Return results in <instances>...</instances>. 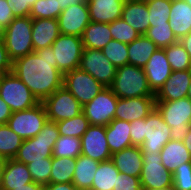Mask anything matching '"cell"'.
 Listing matches in <instances>:
<instances>
[{
  "label": "cell",
  "instance_id": "6da1fadb",
  "mask_svg": "<svg viewBox=\"0 0 191 190\" xmlns=\"http://www.w3.org/2000/svg\"><path fill=\"white\" fill-rule=\"evenodd\" d=\"M12 72L39 102H43L54 91L63 87L64 75L57 68L51 46L15 59Z\"/></svg>",
  "mask_w": 191,
  "mask_h": 190
},
{
  "label": "cell",
  "instance_id": "7a4b0ae2",
  "mask_svg": "<svg viewBox=\"0 0 191 190\" xmlns=\"http://www.w3.org/2000/svg\"><path fill=\"white\" fill-rule=\"evenodd\" d=\"M59 136L56 122L47 121L35 137L23 140L14 159L28 164L42 158L52 157V150Z\"/></svg>",
  "mask_w": 191,
  "mask_h": 190
},
{
  "label": "cell",
  "instance_id": "3957f363",
  "mask_svg": "<svg viewBox=\"0 0 191 190\" xmlns=\"http://www.w3.org/2000/svg\"><path fill=\"white\" fill-rule=\"evenodd\" d=\"M110 88L118 98L155 96L149 88L144 69L130 64L117 68Z\"/></svg>",
  "mask_w": 191,
  "mask_h": 190
},
{
  "label": "cell",
  "instance_id": "277c9868",
  "mask_svg": "<svg viewBox=\"0 0 191 190\" xmlns=\"http://www.w3.org/2000/svg\"><path fill=\"white\" fill-rule=\"evenodd\" d=\"M156 109L170 126L171 139L182 141L191 127V100L185 97L175 101H156Z\"/></svg>",
  "mask_w": 191,
  "mask_h": 190
},
{
  "label": "cell",
  "instance_id": "5b68a950",
  "mask_svg": "<svg viewBox=\"0 0 191 190\" xmlns=\"http://www.w3.org/2000/svg\"><path fill=\"white\" fill-rule=\"evenodd\" d=\"M31 32L32 18L30 16L15 17L6 27L4 43L13 61L34 52Z\"/></svg>",
  "mask_w": 191,
  "mask_h": 190
},
{
  "label": "cell",
  "instance_id": "8992f818",
  "mask_svg": "<svg viewBox=\"0 0 191 190\" xmlns=\"http://www.w3.org/2000/svg\"><path fill=\"white\" fill-rule=\"evenodd\" d=\"M0 97L12 112L30 109L40 103L13 72L0 76Z\"/></svg>",
  "mask_w": 191,
  "mask_h": 190
},
{
  "label": "cell",
  "instance_id": "52a82bcc",
  "mask_svg": "<svg viewBox=\"0 0 191 190\" xmlns=\"http://www.w3.org/2000/svg\"><path fill=\"white\" fill-rule=\"evenodd\" d=\"M47 121L45 107L40 102L30 109L12 112L7 125L25 140L35 137L43 129Z\"/></svg>",
  "mask_w": 191,
  "mask_h": 190
},
{
  "label": "cell",
  "instance_id": "ba28073f",
  "mask_svg": "<svg viewBox=\"0 0 191 190\" xmlns=\"http://www.w3.org/2000/svg\"><path fill=\"white\" fill-rule=\"evenodd\" d=\"M58 70L64 75L79 68L83 43L81 37L60 34L51 45Z\"/></svg>",
  "mask_w": 191,
  "mask_h": 190
},
{
  "label": "cell",
  "instance_id": "9c48e42d",
  "mask_svg": "<svg viewBox=\"0 0 191 190\" xmlns=\"http://www.w3.org/2000/svg\"><path fill=\"white\" fill-rule=\"evenodd\" d=\"M118 97L110 87L103 88L89 103L82 106V113L90 125L107 126L115 116Z\"/></svg>",
  "mask_w": 191,
  "mask_h": 190
},
{
  "label": "cell",
  "instance_id": "30bf717a",
  "mask_svg": "<svg viewBox=\"0 0 191 190\" xmlns=\"http://www.w3.org/2000/svg\"><path fill=\"white\" fill-rule=\"evenodd\" d=\"M42 103L48 121L51 122H60L82 113L81 104L64 86L54 91Z\"/></svg>",
  "mask_w": 191,
  "mask_h": 190
},
{
  "label": "cell",
  "instance_id": "8fae6325",
  "mask_svg": "<svg viewBox=\"0 0 191 190\" xmlns=\"http://www.w3.org/2000/svg\"><path fill=\"white\" fill-rule=\"evenodd\" d=\"M63 86L77 99L81 106L89 103L105 88L92 75L80 68L64 74Z\"/></svg>",
  "mask_w": 191,
  "mask_h": 190
},
{
  "label": "cell",
  "instance_id": "7c38bea8",
  "mask_svg": "<svg viewBox=\"0 0 191 190\" xmlns=\"http://www.w3.org/2000/svg\"><path fill=\"white\" fill-rule=\"evenodd\" d=\"M170 133V126L164 122L162 115L155 108L144 118L145 140L140 146L142 153H160L171 140Z\"/></svg>",
  "mask_w": 191,
  "mask_h": 190
},
{
  "label": "cell",
  "instance_id": "4fadbf2b",
  "mask_svg": "<svg viewBox=\"0 0 191 190\" xmlns=\"http://www.w3.org/2000/svg\"><path fill=\"white\" fill-rule=\"evenodd\" d=\"M79 68L92 75L105 87L113 84L115 67L101 50L83 48Z\"/></svg>",
  "mask_w": 191,
  "mask_h": 190
},
{
  "label": "cell",
  "instance_id": "5bb4252c",
  "mask_svg": "<svg viewBox=\"0 0 191 190\" xmlns=\"http://www.w3.org/2000/svg\"><path fill=\"white\" fill-rule=\"evenodd\" d=\"M143 167L140 175L141 187L165 189L173 185V174L162 164L160 153H142Z\"/></svg>",
  "mask_w": 191,
  "mask_h": 190
},
{
  "label": "cell",
  "instance_id": "9a60e30c",
  "mask_svg": "<svg viewBox=\"0 0 191 190\" xmlns=\"http://www.w3.org/2000/svg\"><path fill=\"white\" fill-rule=\"evenodd\" d=\"M59 30L61 34L81 37L87 25L91 22L87 1L70 5L58 16Z\"/></svg>",
  "mask_w": 191,
  "mask_h": 190
},
{
  "label": "cell",
  "instance_id": "2e32d148",
  "mask_svg": "<svg viewBox=\"0 0 191 190\" xmlns=\"http://www.w3.org/2000/svg\"><path fill=\"white\" fill-rule=\"evenodd\" d=\"M81 154L99 162L111 159L105 126L89 125L81 137Z\"/></svg>",
  "mask_w": 191,
  "mask_h": 190
},
{
  "label": "cell",
  "instance_id": "e0dca14e",
  "mask_svg": "<svg viewBox=\"0 0 191 190\" xmlns=\"http://www.w3.org/2000/svg\"><path fill=\"white\" fill-rule=\"evenodd\" d=\"M155 108V96L118 98L114 118L132 122L146 118Z\"/></svg>",
  "mask_w": 191,
  "mask_h": 190
},
{
  "label": "cell",
  "instance_id": "ac0fdd59",
  "mask_svg": "<svg viewBox=\"0 0 191 190\" xmlns=\"http://www.w3.org/2000/svg\"><path fill=\"white\" fill-rule=\"evenodd\" d=\"M149 88L154 94L163 86L172 73L164 49L158 48L143 67Z\"/></svg>",
  "mask_w": 191,
  "mask_h": 190
},
{
  "label": "cell",
  "instance_id": "d6986e66",
  "mask_svg": "<svg viewBox=\"0 0 191 190\" xmlns=\"http://www.w3.org/2000/svg\"><path fill=\"white\" fill-rule=\"evenodd\" d=\"M191 83V69L172 71L170 77L155 94V101H175L185 98Z\"/></svg>",
  "mask_w": 191,
  "mask_h": 190
},
{
  "label": "cell",
  "instance_id": "ffe728a7",
  "mask_svg": "<svg viewBox=\"0 0 191 190\" xmlns=\"http://www.w3.org/2000/svg\"><path fill=\"white\" fill-rule=\"evenodd\" d=\"M91 22L112 23L120 19L126 0H86Z\"/></svg>",
  "mask_w": 191,
  "mask_h": 190
},
{
  "label": "cell",
  "instance_id": "44dd1931",
  "mask_svg": "<svg viewBox=\"0 0 191 190\" xmlns=\"http://www.w3.org/2000/svg\"><path fill=\"white\" fill-rule=\"evenodd\" d=\"M32 44L37 50L49 47L61 34L57 19H32Z\"/></svg>",
  "mask_w": 191,
  "mask_h": 190
},
{
  "label": "cell",
  "instance_id": "7402d4cb",
  "mask_svg": "<svg viewBox=\"0 0 191 190\" xmlns=\"http://www.w3.org/2000/svg\"><path fill=\"white\" fill-rule=\"evenodd\" d=\"M115 167L122 174L139 177L143 167V155L140 147L131 146L111 155Z\"/></svg>",
  "mask_w": 191,
  "mask_h": 190
},
{
  "label": "cell",
  "instance_id": "603a6c76",
  "mask_svg": "<svg viewBox=\"0 0 191 190\" xmlns=\"http://www.w3.org/2000/svg\"><path fill=\"white\" fill-rule=\"evenodd\" d=\"M31 182L33 179L26 164L14 158L6 160L0 190H13Z\"/></svg>",
  "mask_w": 191,
  "mask_h": 190
},
{
  "label": "cell",
  "instance_id": "cb8c5ba5",
  "mask_svg": "<svg viewBox=\"0 0 191 190\" xmlns=\"http://www.w3.org/2000/svg\"><path fill=\"white\" fill-rule=\"evenodd\" d=\"M169 23L178 40L191 32V6L185 0H172Z\"/></svg>",
  "mask_w": 191,
  "mask_h": 190
},
{
  "label": "cell",
  "instance_id": "d4e9b609",
  "mask_svg": "<svg viewBox=\"0 0 191 190\" xmlns=\"http://www.w3.org/2000/svg\"><path fill=\"white\" fill-rule=\"evenodd\" d=\"M121 18L144 35L150 27L147 2L126 0Z\"/></svg>",
  "mask_w": 191,
  "mask_h": 190
},
{
  "label": "cell",
  "instance_id": "484cf974",
  "mask_svg": "<svg viewBox=\"0 0 191 190\" xmlns=\"http://www.w3.org/2000/svg\"><path fill=\"white\" fill-rule=\"evenodd\" d=\"M106 139L111 154L132 146L130 137V122L113 119L107 126Z\"/></svg>",
  "mask_w": 191,
  "mask_h": 190
},
{
  "label": "cell",
  "instance_id": "4316f807",
  "mask_svg": "<svg viewBox=\"0 0 191 190\" xmlns=\"http://www.w3.org/2000/svg\"><path fill=\"white\" fill-rule=\"evenodd\" d=\"M162 164L173 174L183 163L191 162V154L182 141L170 140L160 152Z\"/></svg>",
  "mask_w": 191,
  "mask_h": 190
},
{
  "label": "cell",
  "instance_id": "83f0119b",
  "mask_svg": "<svg viewBox=\"0 0 191 190\" xmlns=\"http://www.w3.org/2000/svg\"><path fill=\"white\" fill-rule=\"evenodd\" d=\"M100 162L80 154L76 158L72 184L78 190L91 189Z\"/></svg>",
  "mask_w": 191,
  "mask_h": 190
},
{
  "label": "cell",
  "instance_id": "f1b7e54d",
  "mask_svg": "<svg viewBox=\"0 0 191 190\" xmlns=\"http://www.w3.org/2000/svg\"><path fill=\"white\" fill-rule=\"evenodd\" d=\"M81 39L83 48L101 50L113 39L110 32V23L90 22Z\"/></svg>",
  "mask_w": 191,
  "mask_h": 190
},
{
  "label": "cell",
  "instance_id": "f546056e",
  "mask_svg": "<svg viewBox=\"0 0 191 190\" xmlns=\"http://www.w3.org/2000/svg\"><path fill=\"white\" fill-rule=\"evenodd\" d=\"M157 49L152 40L140 35L128 44V64L143 68Z\"/></svg>",
  "mask_w": 191,
  "mask_h": 190
},
{
  "label": "cell",
  "instance_id": "4dcf8cb0",
  "mask_svg": "<svg viewBox=\"0 0 191 190\" xmlns=\"http://www.w3.org/2000/svg\"><path fill=\"white\" fill-rule=\"evenodd\" d=\"M76 158L52 156L50 183H72Z\"/></svg>",
  "mask_w": 191,
  "mask_h": 190
},
{
  "label": "cell",
  "instance_id": "1f68e13d",
  "mask_svg": "<svg viewBox=\"0 0 191 190\" xmlns=\"http://www.w3.org/2000/svg\"><path fill=\"white\" fill-rule=\"evenodd\" d=\"M119 173L111 159L100 162L91 188L94 190H113Z\"/></svg>",
  "mask_w": 191,
  "mask_h": 190
},
{
  "label": "cell",
  "instance_id": "d6a6232c",
  "mask_svg": "<svg viewBox=\"0 0 191 190\" xmlns=\"http://www.w3.org/2000/svg\"><path fill=\"white\" fill-rule=\"evenodd\" d=\"M23 138L17 135L7 124H0V156L6 159H13Z\"/></svg>",
  "mask_w": 191,
  "mask_h": 190
},
{
  "label": "cell",
  "instance_id": "836d02e7",
  "mask_svg": "<svg viewBox=\"0 0 191 190\" xmlns=\"http://www.w3.org/2000/svg\"><path fill=\"white\" fill-rule=\"evenodd\" d=\"M172 71L191 69V58L180 41L163 48Z\"/></svg>",
  "mask_w": 191,
  "mask_h": 190
},
{
  "label": "cell",
  "instance_id": "e575fe53",
  "mask_svg": "<svg viewBox=\"0 0 191 190\" xmlns=\"http://www.w3.org/2000/svg\"><path fill=\"white\" fill-rule=\"evenodd\" d=\"M59 135L81 138L89 127V122L83 113L78 116L56 122Z\"/></svg>",
  "mask_w": 191,
  "mask_h": 190
},
{
  "label": "cell",
  "instance_id": "d590c367",
  "mask_svg": "<svg viewBox=\"0 0 191 190\" xmlns=\"http://www.w3.org/2000/svg\"><path fill=\"white\" fill-rule=\"evenodd\" d=\"M52 153L54 157L77 158L81 154V138L60 135Z\"/></svg>",
  "mask_w": 191,
  "mask_h": 190
},
{
  "label": "cell",
  "instance_id": "8d00e7d4",
  "mask_svg": "<svg viewBox=\"0 0 191 190\" xmlns=\"http://www.w3.org/2000/svg\"><path fill=\"white\" fill-rule=\"evenodd\" d=\"M171 4L172 0L147 1L150 26L166 25L169 22Z\"/></svg>",
  "mask_w": 191,
  "mask_h": 190
},
{
  "label": "cell",
  "instance_id": "74e56055",
  "mask_svg": "<svg viewBox=\"0 0 191 190\" xmlns=\"http://www.w3.org/2000/svg\"><path fill=\"white\" fill-rule=\"evenodd\" d=\"M144 35L161 49L179 41L170 28L169 22L166 25L150 26Z\"/></svg>",
  "mask_w": 191,
  "mask_h": 190
},
{
  "label": "cell",
  "instance_id": "f35d334b",
  "mask_svg": "<svg viewBox=\"0 0 191 190\" xmlns=\"http://www.w3.org/2000/svg\"><path fill=\"white\" fill-rule=\"evenodd\" d=\"M101 51L117 68L128 64V44L126 43L112 39Z\"/></svg>",
  "mask_w": 191,
  "mask_h": 190
},
{
  "label": "cell",
  "instance_id": "ab89813d",
  "mask_svg": "<svg viewBox=\"0 0 191 190\" xmlns=\"http://www.w3.org/2000/svg\"><path fill=\"white\" fill-rule=\"evenodd\" d=\"M27 165L33 182L40 185L50 184L52 157L42 158L38 161L30 162Z\"/></svg>",
  "mask_w": 191,
  "mask_h": 190
},
{
  "label": "cell",
  "instance_id": "60d3db41",
  "mask_svg": "<svg viewBox=\"0 0 191 190\" xmlns=\"http://www.w3.org/2000/svg\"><path fill=\"white\" fill-rule=\"evenodd\" d=\"M62 12L57 0H37L30 12L32 19H58V16Z\"/></svg>",
  "mask_w": 191,
  "mask_h": 190
},
{
  "label": "cell",
  "instance_id": "b9f144b4",
  "mask_svg": "<svg viewBox=\"0 0 191 190\" xmlns=\"http://www.w3.org/2000/svg\"><path fill=\"white\" fill-rule=\"evenodd\" d=\"M110 32L114 40L129 44L141 34L122 18L110 23Z\"/></svg>",
  "mask_w": 191,
  "mask_h": 190
},
{
  "label": "cell",
  "instance_id": "7bdbcfd3",
  "mask_svg": "<svg viewBox=\"0 0 191 190\" xmlns=\"http://www.w3.org/2000/svg\"><path fill=\"white\" fill-rule=\"evenodd\" d=\"M174 190H191V162L178 166L173 172Z\"/></svg>",
  "mask_w": 191,
  "mask_h": 190
},
{
  "label": "cell",
  "instance_id": "ee69618b",
  "mask_svg": "<svg viewBox=\"0 0 191 190\" xmlns=\"http://www.w3.org/2000/svg\"><path fill=\"white\" fill-rule=\"evenodd\" d=\"M113 190H142L140 178L119 173Z\"/></svg>",
  "mask_w": 191,
  "mask_h": 190
},
{
  "label": "cell",
  "instance_id": "f6af8a7d",
  "mask_svg": "<svg viewBox=\"0 0 191 190\" xmlns=\"http://www.w3.org/2000/svg\"><path fill=\"white\" fill-rule=\"evenodd\" d=\"M130 137L132 146L140 147L144 140V118L130 122Z\"/></svg>",
  "mask_w": 191,
  "mask_h": 190
},
{
  "label": "cell",
  "instance_id": "bcb514c9",
  "mask_svg": "<svg viewBox=\"0 0 191 190\" xmlns=\"http://www.w3.org/2000/svg\"><path fill=\"white\" fill-rule=\"evenodd\" d=\"M15 17L29 16L32 0H6Z\"/></svg>",
  "mask_w": 191,
  "mask_h": 190
},
{
  "label": "cell",
  "instance_id": "7dc6e473",
  "mask_svg": "<svg viewBox=\"0 0 191 190\" xmlns=\"http://www.w3.org/2000/svg\"><path fill=\"white\" fill-rule=\"evenodd\" d=\"M13 60L9 57L4 41H0V76L12 72Z\"/></svg>",
  "mask_w": 191,
  "mask_h": 190
},
{
  "label": "cell",
  "instance_id": "c3c4849f",
  "mask_svg": "<svg viewBox=\"0 0 191 190\" xmlns=\"http://www.w3.org/2000/svg\"><path fill=\"white\" fill-rule=\"evenodd\" d=\"M15 18L6 0H0V22L6 27Z\"/></svg>",
  "mask_w": 191,
  "mask_h": 190
},
{
  "label": "cell",
  "instance_id": "681fc988",
  "mask_svg": "<svg viewBox=\"0 0 191 190\" xmlns=\"http://www.w3.org/2000/svg\"><path fill=\"white\" fill-rule=\"evenodd\" d=\"M12 111L8 104L0 97V124H7Z\"/></svg>",
  "mask_w": 191,
  "mask_h": 190
},
{
  "label": "cell",
  "instance_id": "f907efd6",
  "mask_svg": "<svg viewBox=\"0 0 191 190\" xmlns=\"http://www.w3.org/2000/svg\"><path fill=\"white\" fill-rule=\"evenodd\" d=\"M44 190H78L72 183H50L44 186Z\"/></svg>",
  "mask_w": 191,
  "mask_h": 190
},
{
  "label": "cell",
  "instance_id": "816d5d0a",
  "mask_svg": "<svg viewBox=\"0 0 191 190\" xmlns=\"http://www.w3.org/2000/svg\"><path fill=\"white\" fill-rule=\"evenodd\" d=\"M179 41L191 58V32L183 36Z\"/></svg>",
  "mask_w": 191,
  "mask_h": 190
},
{
  "label": "cell",
  "instance_id": "f5cc1de1",
  "mask_svg": "<svg viewBox=\"0 0 191 190\" xmlns=\"http://www.w3.org/2000/svg\"><path fill=\"white\" fill-rule=\"evenodd\" d=\"M13 190H44V186L31 182L29 184H25L24 187L15 188Z\"/></svg>",
  "mask_w": 191,
  "mask_h": 190
},
{
  "label": "cell",
  "instance_id": "db71d44e",
  "mask_svg": "<svg viewBox=\"0 0 191 190\" xmlns=\"http://www.w3.org/2000/svg\"><path fill=\"white\" fill-rule=\"evenodd\" d=\"M82 0H57L58 5L60 6L61 10L63 11L70 5H75L80 3Z\"/></svg>",
  "mask_w": 191,
  "mask_h": 190
},
{
  "label": "cell",
  "instance_id": "11a10c76",
  "mask_svg": "<svg viewBox=\"0 0 191 190\" xmlns=\"http://www.w3.org/2000/svg\"><path fill=\"white\" fill-rule=\"evenodd\" d=\"M182 142L185 145V147L189 150V153L191 154V127L190 131L186 134Z\"/></svg>",
  "mask_w": 191,
  "mask_h": 190
},
{
  "label": "cell",
  "instance_id": "9f6ffc18",
  "mask_svg": "<svg viewBox=\"0 0 191 190\" xmlns=\"http://www.w3.org/2000/svg\"><path fill=\"white\" fill-rule=\"evenodd\" d=\"M6 160H7L6 158L0 156V186H1V182H2V175L4 172L5 165H6Z\"/></svg>",
  "mask_w": 191,
  "mask_h": 190
},
{
  "label": "cell",
  "instance_id": "6f0895ef",
  "mask_svg": "<svg viewBox=\"0 0 191 190\" xmlns=\"http://www.w3.org/2000/svg\"><path fill=\"white\" fill-rule=\"evenodd\" d=\"M6 26L0 22V41H4Z\"/></svg>",
  "mask_w": 191,
  "mask_h": 190
},
{
  "label": "cell",
  "instance_id": "680465c9",
  "mask_svg": "<svg viewBox=\"0 0 191 190\" xmlns=\"http://www.w3.org/2000/svg\"><path fill=\"white\" fill-rule=\"evenodd\" d=\"M142 190H174L172 187L165 188V189H149V188H142Z\"/></svg>",
  "mask_w": 191,
  "mask_h": 190
},
{
  "label": "cell",
  "instance_id": "91938a15",
  "mask_svg": "<svg viewBox=\"0 0 191 190\" xmlns=\"http://www.w3.org/2000/svg\"><path fill=\"white\" fill-rule=\"evenodd\" d=\"M191 100V83L189 84L187 96Z\"/></svg>",
  "mask_w": 191,
  "mask_h": 190
},
{
  "label": "cell",
  "instance_id": "94428289",
  "mask_svg": "<svg viewBox=\"0 0 191 190\" xmlns=\"http://www.w3.org/2000/svg\"><path fill=\"white\" fill-rule=\"evenodd\" d=\"M135 1L147 2V1H150V0H135Z\"/></svg>",
  "mask_w": 191,
  "mask_h": 190
},
{
  "label": "cell",
  "instance_id": "6125c7cd",
  "mask_svg": "<svg viewBox=\"0 0 191 190\" xmlns=\"http://www.w3.org/2000/svg\"><path fill=\"white\" fill-rule=\"evenodd\" d=\"M191 6V0H185Z\"/></svg>",
  "mask_w": 191,
  "mask_h": 190
},
{
  "label": "cell",
  "instance_id": "be15d7a7",
  "mask_svg": "<svg viewBox=\"0 0 191 190\" xmlns=\"http://www.w3.org/2000/svg\"><path fill=\"white\" fill-rule=\"evenodd\" d=\"M37 0H32V6H33V4L36 2Z\"/></svg>",
  "mask_w": 191,
  "mask_h": 190
}]
</instances>
